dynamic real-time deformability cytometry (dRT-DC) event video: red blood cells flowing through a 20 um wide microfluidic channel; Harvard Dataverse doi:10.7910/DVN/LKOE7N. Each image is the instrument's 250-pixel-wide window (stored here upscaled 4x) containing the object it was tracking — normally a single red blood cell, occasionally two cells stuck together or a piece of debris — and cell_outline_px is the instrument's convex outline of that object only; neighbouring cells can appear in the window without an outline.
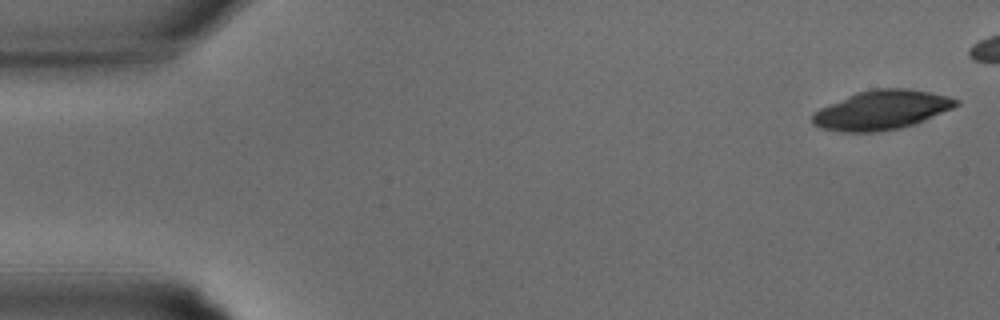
{"species": "common noctule bat (a hibernating species)", "species_latin": "Nyctalus noctula", "temperature_condition": "warm", "stored_images_in_passage": 16, "camera_frame_rate_fps": 3000, "um_per_image_px": 0.085, "animal": {"sex": "male", "body_mass_g": 15.6}, "frame": {"image": 1, "passage_image": 1, "time_ms": 0.0, "image_size_px": [1000, 320], "cell_outline_px": [[960, 104], [952, 108], [916, 124], [900, 128], [876, 132], [840, 132], [820, 128], [812, 124], [812, 112], [820, 108], [856, 92], [876, 88], [908, 88], [948, 96], [960, 100]], "centroid_in_image_um": [74.92, 9.36], "position_along_channel_um": 10.1, "area_um2": 33.0}}